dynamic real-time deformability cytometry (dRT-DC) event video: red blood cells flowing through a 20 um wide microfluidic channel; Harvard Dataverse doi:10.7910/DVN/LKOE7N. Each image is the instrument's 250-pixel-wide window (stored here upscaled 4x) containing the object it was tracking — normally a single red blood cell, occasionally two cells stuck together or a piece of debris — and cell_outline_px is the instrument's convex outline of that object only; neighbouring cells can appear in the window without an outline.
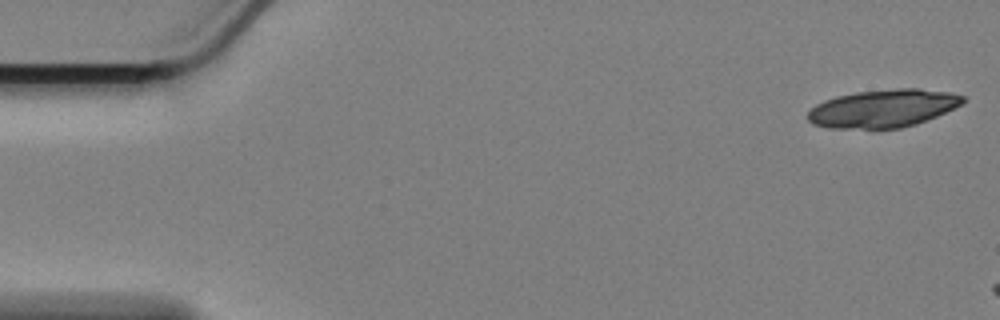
{"species": "Egyptian fruit bat (a non-hibernating species)", "species_latin": "Rousettus aegyptiacus", "temperature_condition": "cold", "stored_images_in_passage": 8, "camera_frame_rate_fps": 3000, "um_per_image_px": 0.085, "animal": {"sex": "female"}, "frame": {"image": 1, "passage_image": 1, "time_ms": 0.0, "image_size_px": [1000, 320], "cell_outline_px": [[968, 100], [964, 104], [936, 116], [916, 124], [900, 128], [828, 128], [812, 124], [808, 120], [808, 112], [816, 104], [824, 100], [836, 96], [856, 92], [896, 88], [920, 88], [952, 92], [964, 96]], "centroid_in_image_um": [75.1, 9.2], "position_along_channel_um": 9.9, "area_um2": 34.51}}